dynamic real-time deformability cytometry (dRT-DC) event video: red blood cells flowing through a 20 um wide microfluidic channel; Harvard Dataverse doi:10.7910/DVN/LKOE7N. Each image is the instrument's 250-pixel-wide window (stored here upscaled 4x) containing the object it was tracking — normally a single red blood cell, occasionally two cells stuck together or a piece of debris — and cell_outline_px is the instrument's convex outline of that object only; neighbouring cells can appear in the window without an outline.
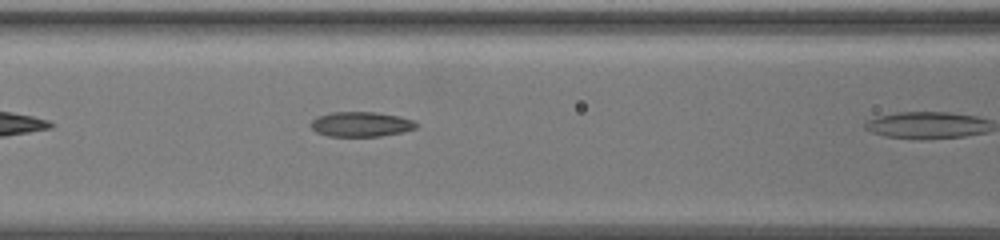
{"species": "common noctule bat (a hibernating species)", "species_latin": "Nyctalus noctula", "temperature_condition": "warm", "stored_images_in_passage": 10, "camera_frame_rate_fps": 3000, "um_per_image_px": 0.085, "animal": {"sex": "female", "body_mass_g": 19.5, "forearm_length_mm": 54.1}, "frame": {"image": 1, "passage_image": 6, "time_ms": 1.667, "image_size_px": [1000, 240], "cell_outline_px": [[420, 124], [416, 128], [404, 132], [380, 136], [328, 136], [316, 132], [312, 128], [312, 120], [320, 116], [332, 112], [376, 112], [400, 116], [412, 120]], "centroid_in_image_um": [30.74, 10.56], "position_along_channel_um": 135.9, "area_um2": 15.26}}